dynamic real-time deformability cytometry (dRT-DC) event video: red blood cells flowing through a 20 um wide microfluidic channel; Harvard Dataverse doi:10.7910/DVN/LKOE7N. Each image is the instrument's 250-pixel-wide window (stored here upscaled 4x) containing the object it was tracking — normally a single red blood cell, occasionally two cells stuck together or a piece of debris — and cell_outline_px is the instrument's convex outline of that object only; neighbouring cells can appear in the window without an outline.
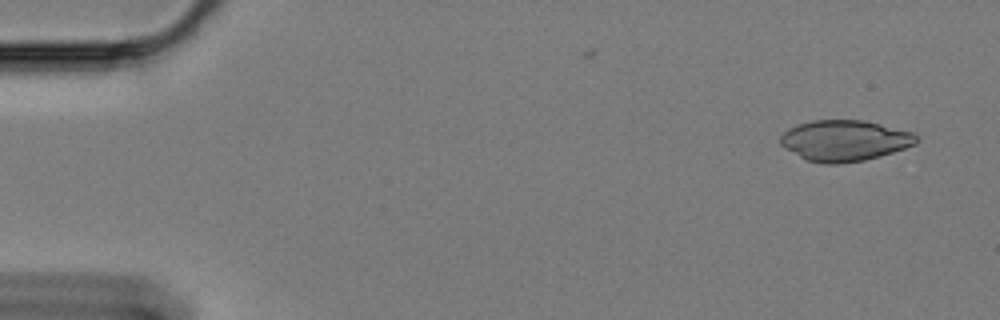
{"species": "Egyptian fruit bat (a non-hibernating species)", "species_latin": "Rousettus aegyptiacus", "temperature_condition": "cold", "stored_images_in_passage": 57, "camera_frame_rate_fps": 3000, "um_per_image_px": 0.085, "animal": {"sex": "female"}, "frame": {"image": 1, "passage_image": 2, "time_ms": 0.333, "image_size_px": [1000, 320], "cell_outline_px": [[920, 140], [916, 144], [880, 156], [864, 160], [840, 164], [824, 164], [804, 160], [784, 148], [780, 144], [780, 136], [788, 128], [812, 120], [864, 120], [912, 132], [920, 136]], "centroid_in_image_um": [71.78, 11.96], "position_along_channel_um": 13.2, "area_um2": 32.66}}
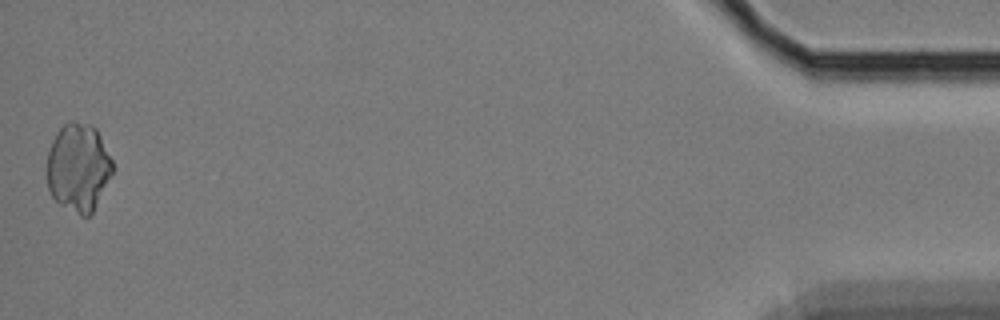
{"frame": {"image": 2, "passage_image": 57, "time_ms": 18.667, "image_size_px": [1000, 320], "cell_outline_px": [[116, 168], [92, 212], [88, 216], [80, 216], [60, 204], [52, 196], [48, 188], [48, 152], [52, 140], [56, 132], [68, 120], [72, 120], [88, 124], [96, 128]], "centroid_in_image_um": [6.68, 14.22], "position_along_channel_um": 428.5, "area_um2": 33.76}}